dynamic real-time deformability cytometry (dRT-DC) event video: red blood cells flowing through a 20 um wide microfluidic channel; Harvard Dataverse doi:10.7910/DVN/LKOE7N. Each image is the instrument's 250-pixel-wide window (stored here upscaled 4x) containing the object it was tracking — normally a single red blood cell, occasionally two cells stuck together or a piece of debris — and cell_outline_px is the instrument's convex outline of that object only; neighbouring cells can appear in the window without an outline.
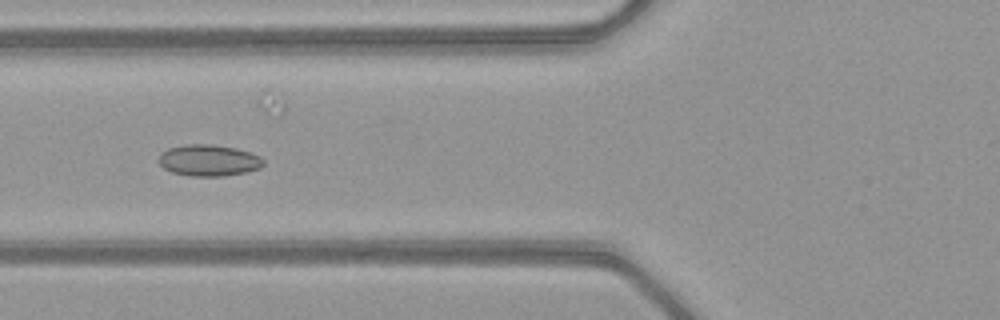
{"species": "common noctule bat (a hibernating species)", "species_latin": "Nyctalus noctula", "temperature_condition": "warm", "stored_images_in_passage": 52, "camera_frame_rate_fps": 3000, "um_per_image_px": 0.085, "animal": {"sex": "female", "body_mass_g": 21.9}, "frame": {"image": 1, "passage_image": 20, "time_ms": 6.333, "image_size_px": [1000, 320], "cell_outline_px": [[264, 164], [260, 168], [244, 172], [224, 176], [192, 176], [172, 172], [164, 168], [156, 160], [160, 152], [168, 148], [188, 144], [212, 144], [236, 148], [260, 156], [264, 160]], "centroid_in_image_um": [17.71, 13.62], "position_along_channel_um": 108.1, "area_um2": 19.25}}
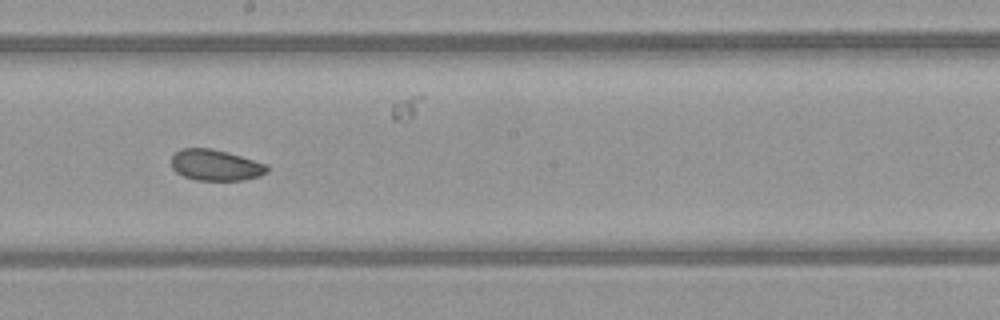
{"frame": {"image": 2, "passage_image": 29, "time_ms": 9.333, "image_size_px": [1000, 320], "cell_outline_px": [[268, 172], [260, 176], [240, 180], [196, 180], [184, 176], [176, 172], [172, 168], [172, 156], [180, 148], [212, 148], [228, 152], [268, 164]], "centroid_in_image_um": [18.33, 14.03], "position_along_channel_um": 229.9, "area_um2": 17.4}}
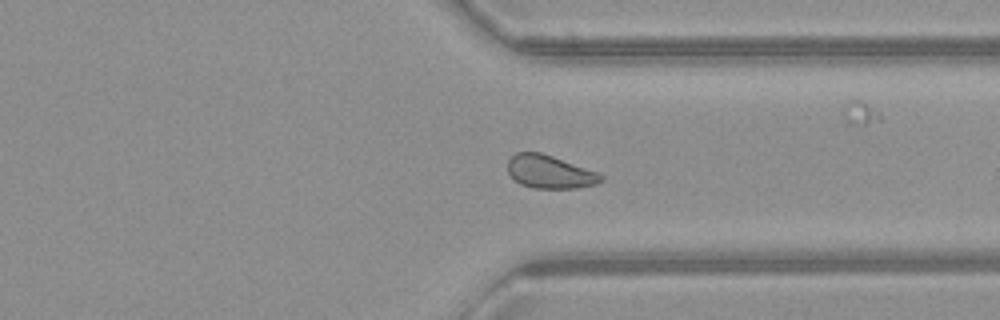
{"frame": {"image": 3, "passage_image": 39, "time_ms": 12.667, "image_size_px": [1000, 320], "cell_outline_px": [[604, 180], [596, 184], [576, 188], [532, 188], [520, 184], [508, 172], [508, 160], [516, 152], [540, 152], [552, 156], [596, 172], [604, 176]], "centroid_in_image_um": [46.72, 14.61], "position_along_channel_um": 364.7, "area_um2": 17.8}, "authors_computed_cell_mechanics": {"area_um2": 19.1318, "velocity_mm_per_s": 4.0512, "shape_relaxation_time_tau1_ms": null, "shape_relaxation_time_tau2_ms": 6.6955, "deformation_change_tau1": null, "deformation_change_tau2": 0.1154}}